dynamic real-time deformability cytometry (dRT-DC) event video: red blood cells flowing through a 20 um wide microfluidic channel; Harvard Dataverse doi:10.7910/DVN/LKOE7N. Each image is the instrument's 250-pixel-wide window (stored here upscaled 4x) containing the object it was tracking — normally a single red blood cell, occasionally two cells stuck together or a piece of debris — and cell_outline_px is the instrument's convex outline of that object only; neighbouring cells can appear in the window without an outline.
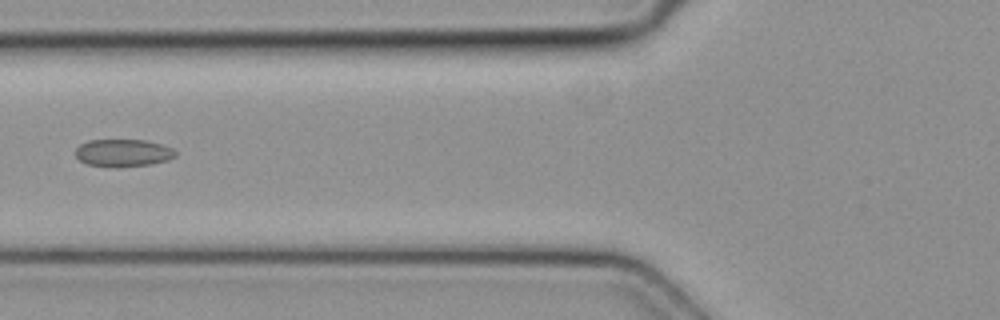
{"species": "common noctule bat (a hibernating species)", "species_latin": "Nyctalus noctula", "temperature_condition": "cold", "stored_images_in_passage": 6, "camera_frame_rate_fps": 3000, "um_per_image_px": 0.085, "animal": {"sex": "female", "body_mass_g": 19.3, "forearm_length_mm": 54.1}, "frame": {"image": 1, "passage_image": 5, "time_ms": 1.333, "image_size_px": [1000, 320], "cell_outline_px": [[176, 156], [168, 160], [148, 164], [88, 164], [80, 160], [76, 156], [76, 148], [80, 144], [88, 140], [144, 140], [160, 144], [172, 148], [176, 152]], "centroid_in_image_um": [10.48, 12.94], "position_along_channel_um": 115.3, "area_um2": 15.09}}
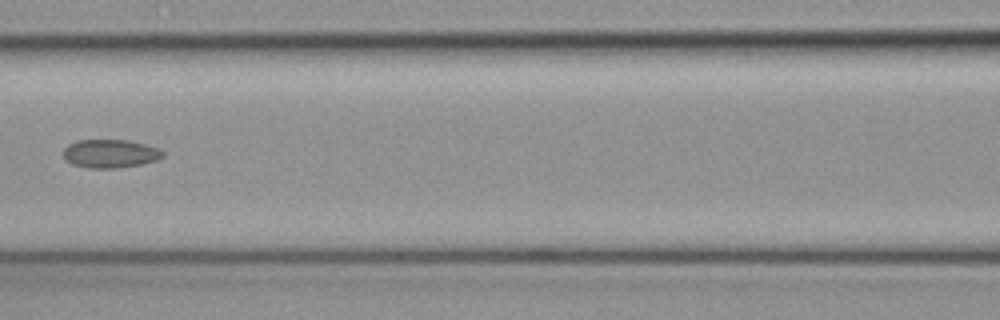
{"frame": {"image": 2, "passage_image": 6, "time_ms": 1.667, "image_size_px": [1000, 320], "cell_outline_px": [[164, 156], [156, 160], [140, 164], [116, 168], [88, 168], [72, 164], [64, 156], [64, 148], [68, 144], [76, 140], [128, 140], [160, 148], [164, 152]], "centroid_in_image_um": [9.38, 13.05], "position_along_channel_um": 157.2, "area_um2": 16.42}}